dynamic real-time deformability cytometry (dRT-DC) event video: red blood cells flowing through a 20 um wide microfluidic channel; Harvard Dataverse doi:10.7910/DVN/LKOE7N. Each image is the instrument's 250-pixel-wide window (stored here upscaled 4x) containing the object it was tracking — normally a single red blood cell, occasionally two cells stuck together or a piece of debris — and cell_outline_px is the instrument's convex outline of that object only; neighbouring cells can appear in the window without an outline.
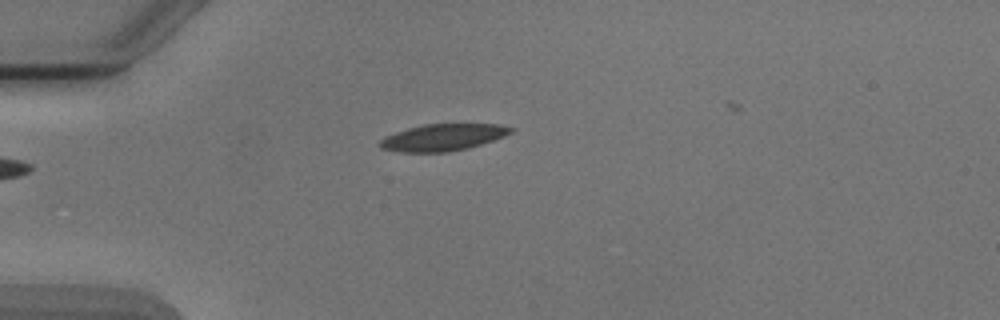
{"species": "Egyptian fruit bat (a non-hibernating species)", "species_latin": "Rousettus aegyptiacus", "temperature_condition": "cold", "stored_images_in_passage": 4, "camera_frame_rate_fps": 3000, "um_per_image_px": 0.085, "animal": {"sex": "male"}, "frame": {"image": 1, "passage_image": 4, "time_ms": 3.667, "image_size_px": [1000, 320], "cell_outline_px": [[516, 128], [512, 132], [504, 136], [468, 148], [448, 152], [400, 152], [380, 148], [376, 144], [384, 136], [408, 128], [424, 124], [500, 124]], "centroid_in_image_um": [37.62, 11.67], "position_along_channel_um": 47.4, "area_um2": 20.52}}